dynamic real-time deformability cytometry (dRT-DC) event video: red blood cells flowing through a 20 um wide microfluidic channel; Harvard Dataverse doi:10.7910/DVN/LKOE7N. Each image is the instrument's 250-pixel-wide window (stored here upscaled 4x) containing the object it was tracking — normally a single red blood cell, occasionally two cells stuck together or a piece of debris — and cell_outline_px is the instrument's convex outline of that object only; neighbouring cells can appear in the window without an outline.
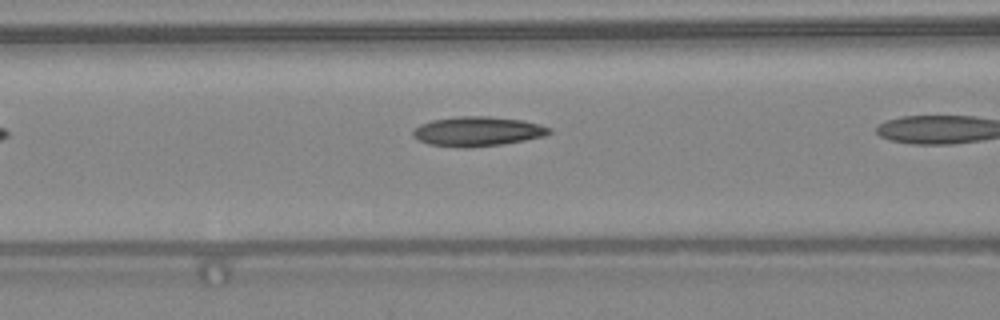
{"species": "common noctule bat (a hibernating species)", "species_latin": "Nyctalus noctula", "temperature_condition": "warm", "stored_images_in_passage": 10, "camera_frame_rate_fps": 3000, "um_per_image_px": 0.085, "animal": {"sex": "female", "body_mass_g": 24.6, "forearm_length_mm": 56.2}, "frame": {"image": 1, "passage_image": 6, "time_ms": 1.667, "image_size_px": [1000, 320], "cell_outline_px": [[552, 132], [544, 136], [504, 144], [468, 148], [464, 148], [428, 144], [412, 136], [412, 132], [420, 124], [432, 120], [460, 116], [488, 116], [524, 120], [540, 124], [552, 128]], "centroid_in_image_um": [40.62, 11.17], "position_along_channel_um": 126.0, "area_um2": 23.58}}